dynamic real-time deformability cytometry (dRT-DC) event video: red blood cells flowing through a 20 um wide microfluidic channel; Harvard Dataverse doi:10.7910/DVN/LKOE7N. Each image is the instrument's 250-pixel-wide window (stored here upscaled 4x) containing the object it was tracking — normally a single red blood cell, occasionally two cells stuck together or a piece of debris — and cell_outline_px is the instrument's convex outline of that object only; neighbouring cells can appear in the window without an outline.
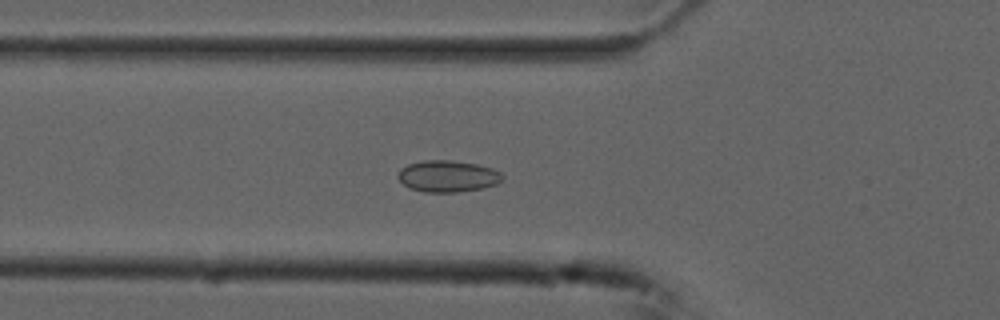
{"species": "common noctule bat (a hibernating species)", "species_latin": "Nyctalus noctula", "temperature_condition": "cold", "stored_images_in_passage": 56, "camera_frame_rate_fps": 3000, "um_per_image_px": 0.085, "animal": {"sex": "male", "forearm_length_mm": 52.5}, "frame": {"image": 1, "passage_image": 20, "time_ms": 6.333, "image_size_px": [1000, 320], "cell_outline_px": [[504, 180], [496, 184], [480, 188], [460, 192], [424, 192], [412, 188], [404, 184], [396, 176], [400, 168], [408, 164], [424, 160], [452, 160], [476, 164], [492, 168], [500, 172], [504, 176]], "centroid_in_image_um": [38.06, 14.97], "position_along_channel_um": 87.7, "area_um2": 19.25}}
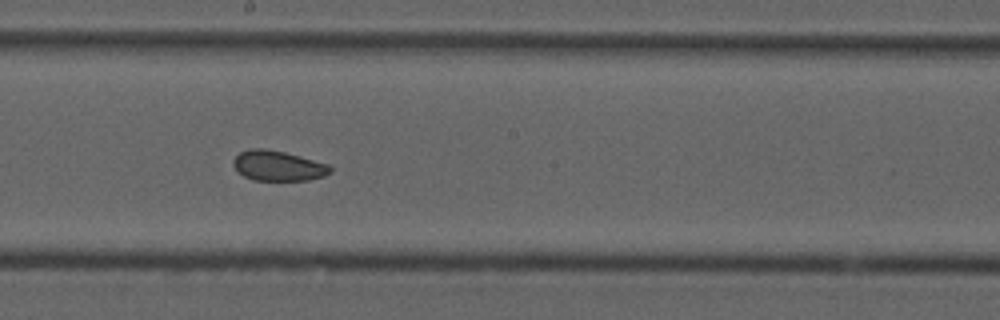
{"frame": {"image": 2, "passage_image": 31, "time_ms": 10.0, "image_size_px": [1000, 320], "cell_outline_px": [[332, 172], [324, 176], [308, 180], [252, 180], [236, 172], [232, 164], [232, 160], [240, 152], [252, 148], [264, 148], [284, 152], [300, 156], [328, 164], [332, 168]], "centroid_in_image_um": [23.61, 14.09], "position_along_channel_um": 224.6, "area_um2": 17.17}}
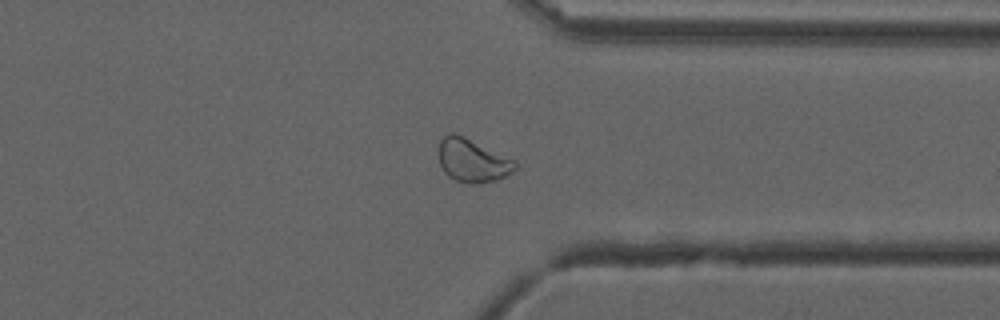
{"frame": {"image": 3, "passage_image": 43, "time_ms": 14.0, "image_size_px": [1000, 320], "cell_outline_px": [[516, 168], [512, 172], [496, 180], [480, 184], [456, 180], [448, 176], [444, 172], [440, 164], [440, 140], [444, 136], [452, 132], [464, 136], [512, 160], [516, 164]], "centroid_in_image_um": [40.13, 13.65], "position_along_channel_um": 371.3, "area_um2": 18.67}, "authors_computed_cell_mechanics": {"area_um2": 19.8254, "velocity_mm_per_s": 3.7155, "shape_relaxation_time_tau1_ms": null, "shape_relaxation_time_tau2_ms": 1.8488, "deformation_change_tau1": null, "deformation_change_tau2": 0.056}}